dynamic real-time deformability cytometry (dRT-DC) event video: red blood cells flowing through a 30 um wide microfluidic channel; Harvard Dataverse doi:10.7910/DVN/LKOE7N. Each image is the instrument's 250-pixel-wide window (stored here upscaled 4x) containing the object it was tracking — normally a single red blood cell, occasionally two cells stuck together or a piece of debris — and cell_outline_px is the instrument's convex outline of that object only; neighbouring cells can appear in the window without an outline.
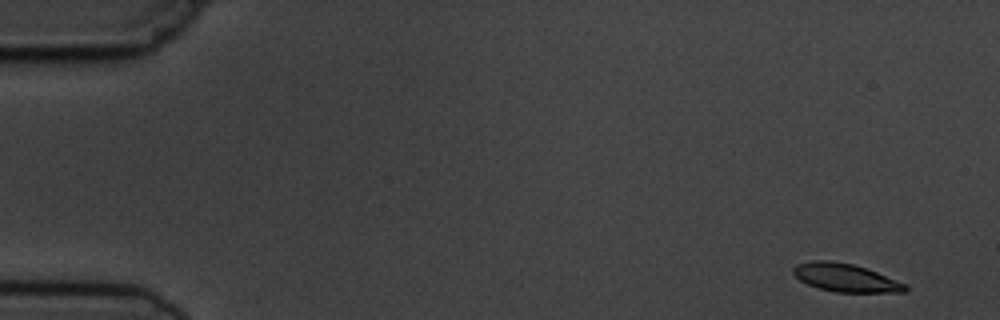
{"species": "common noctule bat (a hibernating species)", "species_latin": "Nyctalus noctula", "temperature_condition": "cold", "stored_images_in_passage": 4, "camera_frame_rate_fps": 3000, "um_per_image_px": 0.085, "animal": {"sex": "male", "body_mass_g": 19.5, "forearm_length_mm": 54.6}, "frame": {"image": 1, "passage_image": 1, "time_ms": 0.0, "image_size_px": [1000, 320], "cell_outline_px": [[908, 292], [836, 292], [820, 288], [808, 284], [800, 280], [792, 272], [792, 268], [796, 264], [812, 260], [828, 260], [852, 264], [876, 272], [908, 284]], "centroid_in_image_um": [71.88, 23.6], "position_along_channel_um": 13.1, "area_um2": 18.26}}
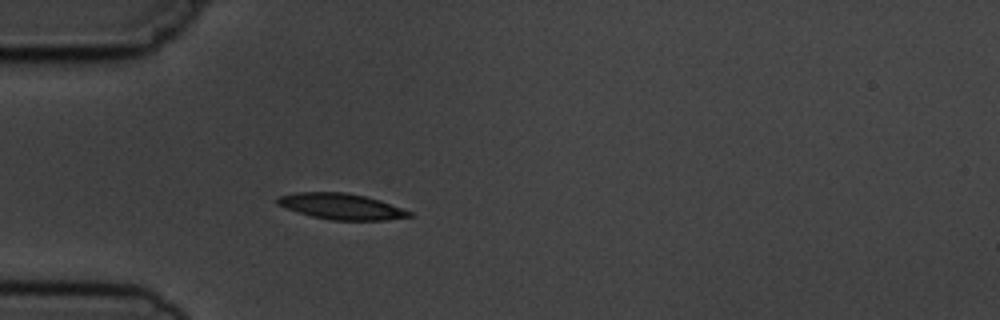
{"frame": {"image": 2, "passage_image": 4, "time_ms": 4.333, "image_size_px": [1000, 320], "cell_outline_px": [[412, 216], [384, 220], [332, 220], [312, 216], [276, 204], [276, 196], [296, 192], [344, 192], [364, 196], [380, 200], [412, 212]], "centroid_in_image_um": [28.99, 17.53], "position_along_channel_um": 56.0, "area_um2": 19.71}}